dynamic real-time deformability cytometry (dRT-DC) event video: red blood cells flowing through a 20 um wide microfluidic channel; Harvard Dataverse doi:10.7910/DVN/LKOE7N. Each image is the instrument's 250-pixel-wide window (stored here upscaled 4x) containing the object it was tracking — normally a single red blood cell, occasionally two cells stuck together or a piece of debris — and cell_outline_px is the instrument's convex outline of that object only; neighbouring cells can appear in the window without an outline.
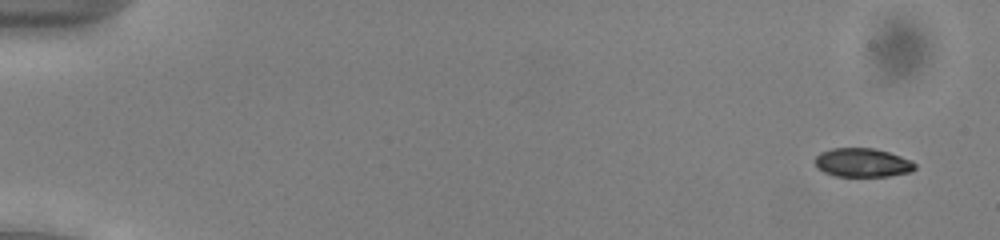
{"species": "common noctule bat (a hibernating species)", "species_latin": "Nyctalus noctula", "temperature_condition": "cold", "stored_images_in_passage": 53, "camera_frame_rate_fps": 3000, "um_per_image_px": 0.085, "animal": {"sex": "male", "body_mass_g": 13.0, "forearm_length_mm": 53.1}, "frame": {"image": 1, "passage_image": 3, "time_ms": 0.667, "image_size_px": [1000, 240], "cell_outline_px": [[916, 168], [912, 172], [888, 176], [836, 176], [824, 172], [816, 168], [816, 156], [820, 152], [832, 148], [872, 148], [888, 152], [912, 160], [916, 164]], "centroid_in_image_um": [73.32, 13.83], "position_along_channel_um": 11.7, "area_um2": 16.82}}
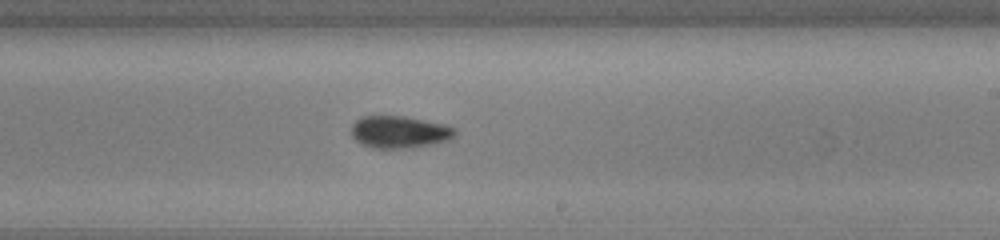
{"frame": {"image": 2, "passage_image": 33, "time_ms": 10.667, "image_size_px": [1000, 240], "cell_outline_px": [[456, 136], [452, 140], [436, 144], [412, 148], [372, 148], [360, 144], [352, 136], [352, 124], [360, 116], [400, 116], [448, 124], [456, 128]], "centroid_in_image_um": [34.01, 11.23], "position_along_channel_um": 255.0, "area_um2": 19.88}}
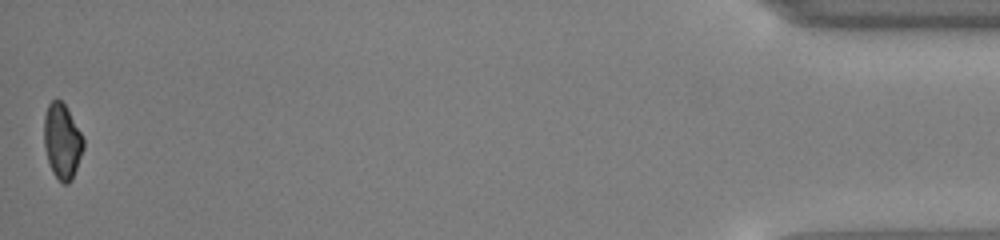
{"frame": {"image": 3, "passage_image": 53, "time_ms": 17.333, "image_size_px": [1000, 240], "cell_outline_px": [[84, 148], [72, 180], [68, 184], [64, 184], [52, 172], [44, 148], [44, 116], [48, 104], [52, 100], [60, 100], [64, 104], [80, 132], [84, 140]], "centroid_in_image_um": [5.27, 12.02], "position_along_channel_um": 429.9, "area_um2": 17.05}, "authors_computed_cell_mechanics": {"area_um2": 18.2648, "velocity_mm_per_s": 3.9429, "shape_relaxation_time_tau1_ms": 1.8962, "shape_relaxation_time_tau2_ms": 2.9167, "deformation_change_tau1": 0.0819, "deformation_change_tau2": 0.0821}}